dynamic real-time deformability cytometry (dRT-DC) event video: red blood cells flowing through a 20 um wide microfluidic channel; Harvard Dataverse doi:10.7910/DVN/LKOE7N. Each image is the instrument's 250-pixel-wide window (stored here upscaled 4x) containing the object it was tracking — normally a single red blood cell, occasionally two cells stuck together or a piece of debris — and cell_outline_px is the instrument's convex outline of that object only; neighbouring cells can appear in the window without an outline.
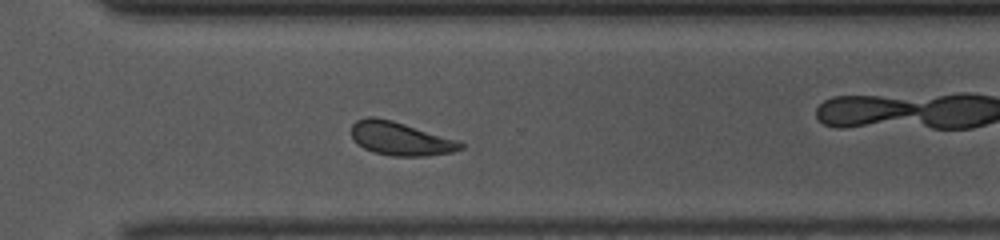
{"species": "common noctule bat (a hibernating species)", "species_latin": "Nyctalus noctula", "temperature_condition": "warm", "stored_images_in_passage": 34, "camera_frame_rate_fps": 3000, "um_per_image_px": 0.085, "animal": {"sex": "female", "body_mass_g": 10.0, "forearm_length_mm": 53.1}, "frame": {"image": 1, "passage_image": 18, "time_ms": 5.667, "image_size_px": [1000, 240], "cell_outline_px": [[464, 148], [452, 152], [428, 156], [392, 156], [372, 152], [364, 148], [352, 140], [352, 124], [356, 120], [368, 116], [372, 116], [392, 120], [460, 140], [464, 144]], "centroid_in_image_um": [34.05, 11.79], "position_along_channel_um": 336.5, "area_um2": 21.56}}
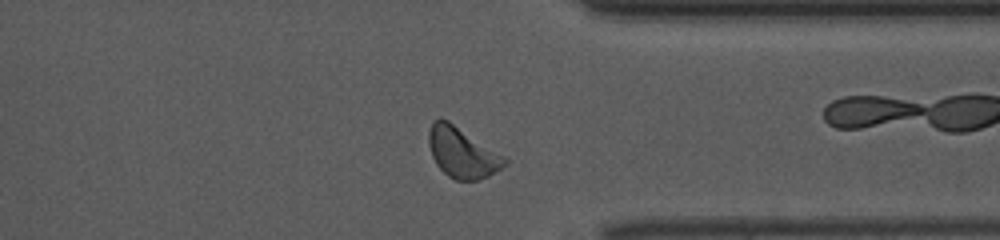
{"frame": {"image": 2, "passage_image": 21, "time_ms": 6.667, "image_size_px": [1000, 240], "cell_outline_px": [[508, 164], [496, 172], [488, 176], [476, 180], [456, 180], [448, 176], [436, 164], [432, 156], [428, 144], [428, 132], [432, 120], [440, 116], [448, 120], [504, 156], [508, 160]], "centroid_in_image_um": [39.26, 12.95], "position_along_channel_um": 372.1, "area_um2": 22.37}, "authors_computed_cell_mechanics": {"area_um2": 22.5998, "velocity_mm_per_s": 4.0632, "shape_relaxation_time_tau1_ms": null, "shape_relaxation_time_tau2_ms": 2.8641, "deformation_change_tau1": null, "deformation_change_tau2": 0.1528}}